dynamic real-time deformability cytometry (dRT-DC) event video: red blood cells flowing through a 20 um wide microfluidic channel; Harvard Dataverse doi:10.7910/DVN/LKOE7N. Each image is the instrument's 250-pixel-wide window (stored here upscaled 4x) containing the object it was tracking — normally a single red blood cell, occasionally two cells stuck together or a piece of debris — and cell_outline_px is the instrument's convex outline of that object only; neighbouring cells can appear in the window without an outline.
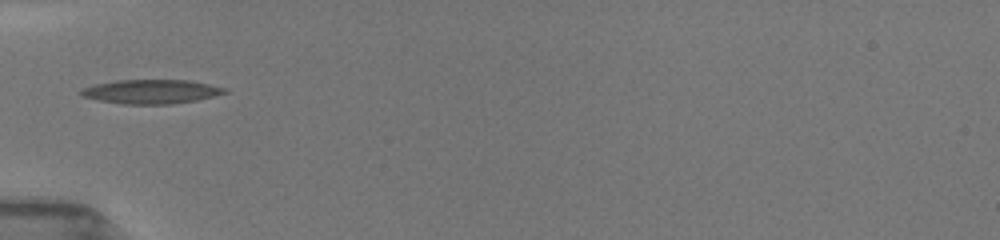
{"species": "common noctule bat (a hibernating species)", "species_latin": "Nyctalus noctula", "temperature_condition": "room temperature", "stored_images_in_passage": 5, "camera_frame_rate_fps": 3000, "um_per_image_px": 0.085, "animal": {"sex": "female", "body_mass_g": 19.5, "forearm_length_mm": 54.1}, "frame": {"image": 1, "passage_image": 1, "time_ms": 0.0, "image_size_px": [1000, 240], "cell_outline_px": [[228, 92], [196, 100], [172, 104], [124, 104], [100, 100], [80, 96], [76, 92], [80, 88], [96, 84], [116, 80], [188, 80], [228, 88]], "centroid_in_image_um": [12.8, 7.78], "position_along_channel_um": 72.2, "area_um2": 20.23}}
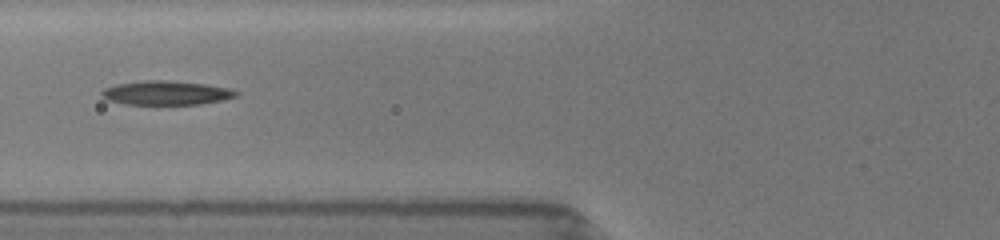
{"frame": {"image": 2, "passage_image": 4, "time_ms": 1.0, "image_size_px": [1000, 240], "cell_outline_px": [[240, 92], [236, 96], [224, 100], [200, 104], [124, 104], [108, 100], [100, 96], [100, 92], [104, 88], [116, 84], [144, 80], [168, 80], [204, 84], [228, 88]], "centroid_in_image_um": [14.1, 7.89], "position_along_channel_um": 111.7, "area_um2": 18.9}}